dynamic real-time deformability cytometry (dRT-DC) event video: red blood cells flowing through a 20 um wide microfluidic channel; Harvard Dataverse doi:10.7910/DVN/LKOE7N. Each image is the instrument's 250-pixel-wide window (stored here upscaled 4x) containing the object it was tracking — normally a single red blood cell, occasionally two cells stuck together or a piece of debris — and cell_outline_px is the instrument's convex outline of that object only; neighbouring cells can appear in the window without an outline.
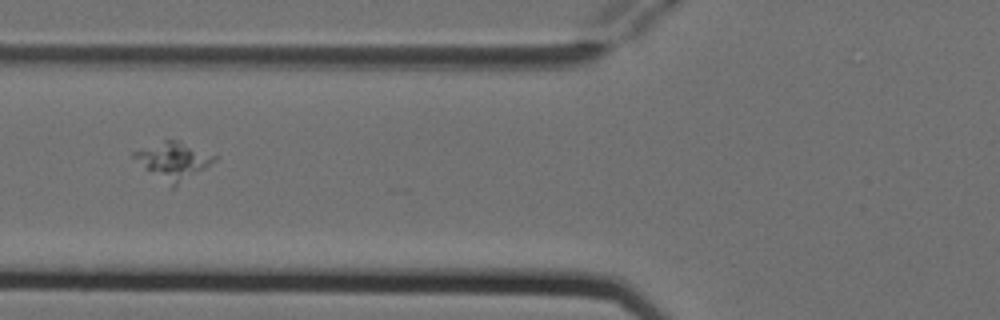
{"species": "Egyptian fruit bat (a non-hibernating species)", "species_latin": "Rousettus aegyptiacus", "temperature_condition": "cold", "stored_images_in_passage": 7, "camera_frame_rate_fps": 3000, "um_per_image_px": 0.085, "animal": {"sex": "female"}, "frame": {"image": 1, "passage_image": 5, "time_ms": 1.333, "image_size_px": [1000, 320], "cell_outline_px": [[216, 160], [204, 168], [172, 188], [144, 168], [132, 156], [132, 152], [164, 140], [176, 140], [216, 156]], "centroid_in_image_um": [14.69, 13.67], "position_along_channel_um": 111.1, "area_um2": 16.76}}
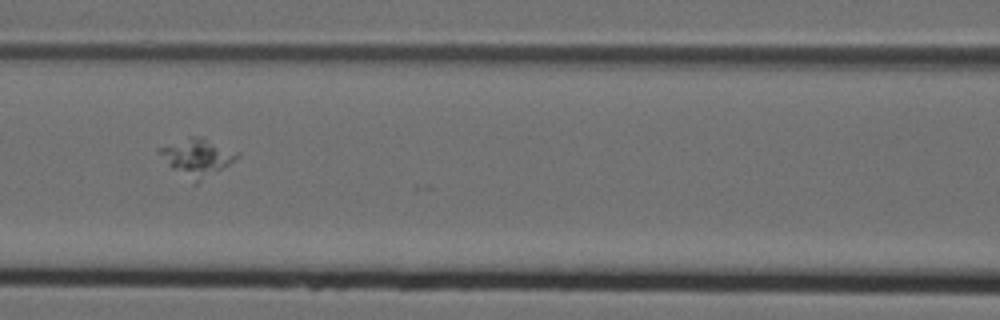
{"frame": {"image": 2, "passage_image": 6, "time_ms": 1.667, "image_size_px": [1000, 320], "cell_outline_px": [[240, 156], [228, 164], [196, 184], [172, 168], [156, 152], [156, 148], [188, 136], [200, 136], [240, 152]], "centroid_in_image_um": [16.72, 13.34], "position_along_channel_um": 149.9, "area_um2": 16.88}}
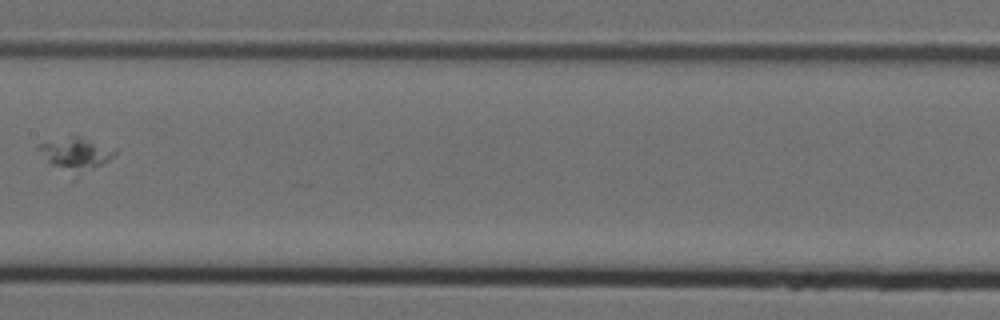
{"frame": {"image": 3, "passage_image": 7, "time_ms": 2.0, "image_size_px": [1000, 320], "cell_outline_px": [[116, 152], [108, 160], [76, 180], [52, 164], [36, 148], [36, 144], [72, 136], [80, 136]], "centroid_in_image_um": [6.37, 13.17], "position_along_channel_um": 201.0, "area_um2": 14.45}}